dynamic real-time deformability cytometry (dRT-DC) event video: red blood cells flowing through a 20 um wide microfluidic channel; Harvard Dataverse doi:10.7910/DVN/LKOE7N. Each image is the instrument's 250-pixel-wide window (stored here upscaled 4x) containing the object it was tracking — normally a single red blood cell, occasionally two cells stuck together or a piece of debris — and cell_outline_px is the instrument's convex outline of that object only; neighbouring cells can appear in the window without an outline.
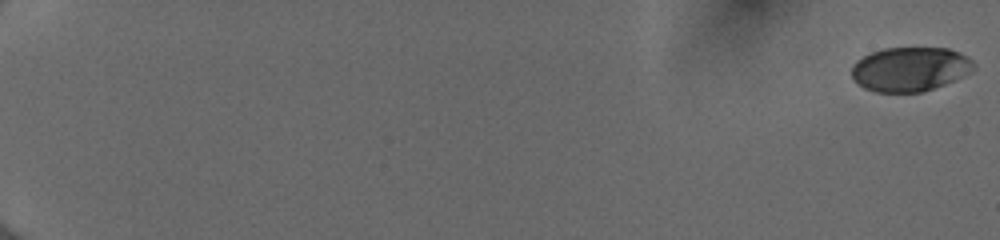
{"species": "human", "species_latin": "Homo sapiens", "temperature_condition": "cold", "stored_images_in_passage": 18, "camera_frame_rate_fps": 3000, "um_per_image_px": 0.085, "donor": {"sex": "female"}, "frame": {"image": 1, "passage_image": 1, "time_ms": 0.0, "image_size_px": [1000, 240], "cell_outline_px": [[976, 68], [972, 72], [944, 84], [920, 92], [876, 92], [864, 88], [856, 84], [852, 80], [852, 64], [856, 60], [872, 52], [884, 48], [948, 48], [960, 52], [968, 56], [976, 64]], "centroid_in_image_um": [77.35, 5.87], "position_along_channel_um": 7.6, "area_um2": 31.73}}
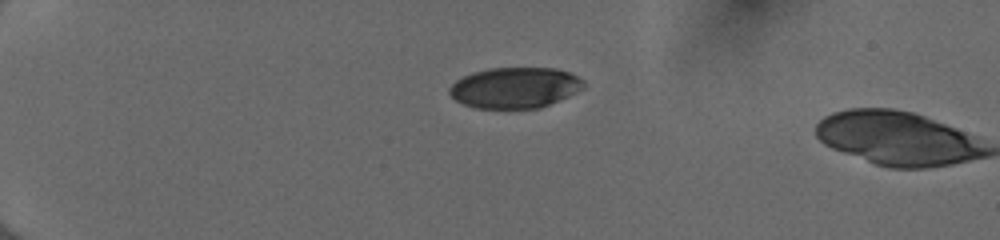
{"frame": {"image": 2, "passage_image": 16, "time_ms": 5.0, "image_size_px": [1000, 240], "cell_outline_px": [[584, 88], [568, 96], [540, 108], [476, 108], [464, 104], [456, 100], [448, 92], [448, 88], [456, 80], [472, 72], [488, 68], [556, 68], [568, 72], [584, 80]], "centroid_in_image_um": [43.76, 7.45], "position_along_channel_um": 41.2, "area_um2": 31.85}}